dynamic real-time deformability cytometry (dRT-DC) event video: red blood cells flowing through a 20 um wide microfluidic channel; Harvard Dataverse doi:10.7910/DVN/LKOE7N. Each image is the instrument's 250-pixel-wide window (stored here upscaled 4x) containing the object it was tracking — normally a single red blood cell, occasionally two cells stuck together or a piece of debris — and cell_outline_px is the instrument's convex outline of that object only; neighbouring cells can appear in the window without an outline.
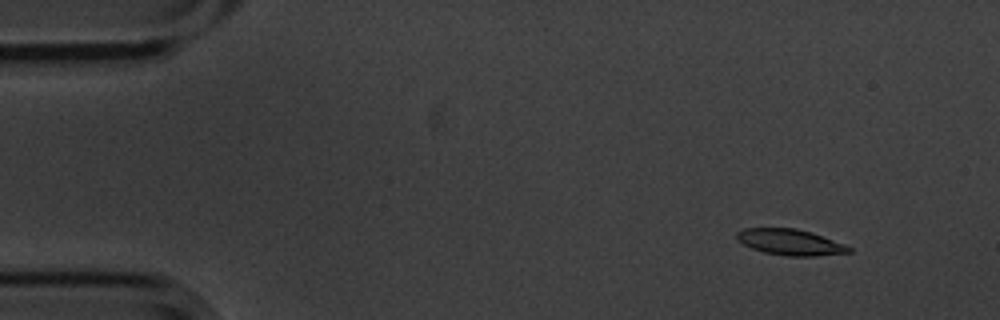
{"species": "common noctule bat (a hibernating species)", "species_latin": "Nyctalus noctula", "temperature_condition": "cold", "stored_images_in_passage": 4, "camera_frame_rate_fps": 3000, "um_per_image_px": 0.085, "animal": {"sex": "male", "body_mass_g": 20.1, "forearm_length_mm": 53.5}, "frame": {"image": 1, "passage_image": 1, "time_ms": 0.0, "image_size_px": [1000, 320], "cell_outline_px": [[852, 252], [816, 256], [788, 256], [764, 252], [752, 248], [736, 240], [736, 232], [744, 228], [796, 228], [812, 232], [844, 244], [852, 248]], "centroid_in_image_um": [67.16, 20.58], "position_along_channel_um": 17.8, "area_um2": 16.99}}
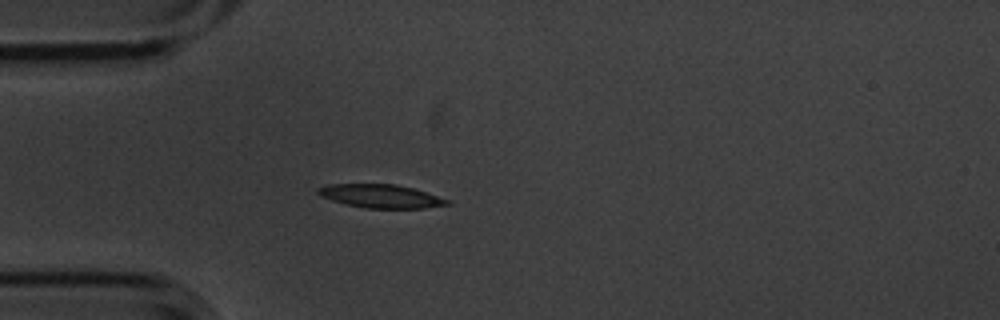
{"frame": {"image": 2, "passage_image": 4, "time_ms": 1.0, "image_size_px": [1000, 320], "cell_outline_px": [[452, 204], [424, 208], [364, 208], [344, 204], [320, 196], [316, 192], [316, 188], [328, 184], [396, 184], [412, 188], [452, 200]], "centroid_in_image_um": [32.37, 16.67], "position_along_channel_um": 52.6, "area_um2": 17.8}}